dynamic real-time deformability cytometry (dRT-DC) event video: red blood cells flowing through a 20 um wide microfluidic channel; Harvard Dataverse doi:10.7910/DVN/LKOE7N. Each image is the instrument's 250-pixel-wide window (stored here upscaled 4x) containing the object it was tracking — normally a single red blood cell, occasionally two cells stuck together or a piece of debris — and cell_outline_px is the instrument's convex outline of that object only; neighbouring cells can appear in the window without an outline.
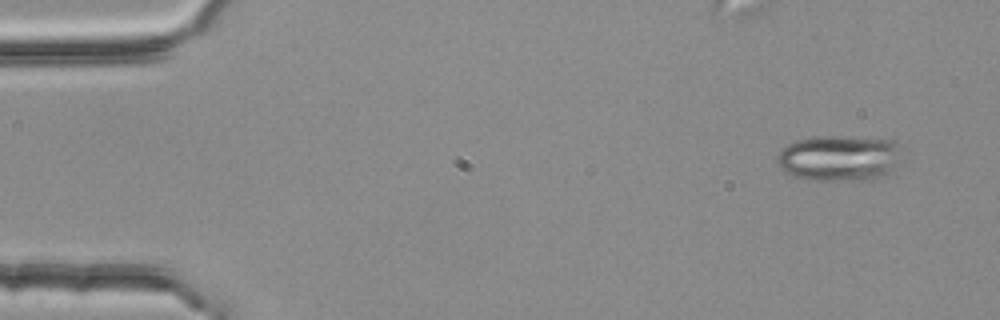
{"species": "common noctule bat (a hibernating species)", "species_latin": "Nyctalus noctula", "temperature_condition": "room temperature", "stored_images_in_passage": 3, "camera_frame_rate_fps": 3000, "um_per_image_px": 0.085, "animal": {"sex": "female", "body_mass_g": 25.1}, "frame": {"image": 1, "passage_image": 1, "time_ms": 0.0, "image_size_px": [1000, 320], "cell_outline_px": [[896, 148], [888, 172], [880, 180], [820, 180], [796, 176], [784, 172], [776, 164], [776, 156], [788, 144], [796, 140], [812, 136], [840, 136], [896, 140]], "centroid_in_image_um": [71.2, 13.43], "position_along_channel_um": 13.8, "area_um2": 32.6}}